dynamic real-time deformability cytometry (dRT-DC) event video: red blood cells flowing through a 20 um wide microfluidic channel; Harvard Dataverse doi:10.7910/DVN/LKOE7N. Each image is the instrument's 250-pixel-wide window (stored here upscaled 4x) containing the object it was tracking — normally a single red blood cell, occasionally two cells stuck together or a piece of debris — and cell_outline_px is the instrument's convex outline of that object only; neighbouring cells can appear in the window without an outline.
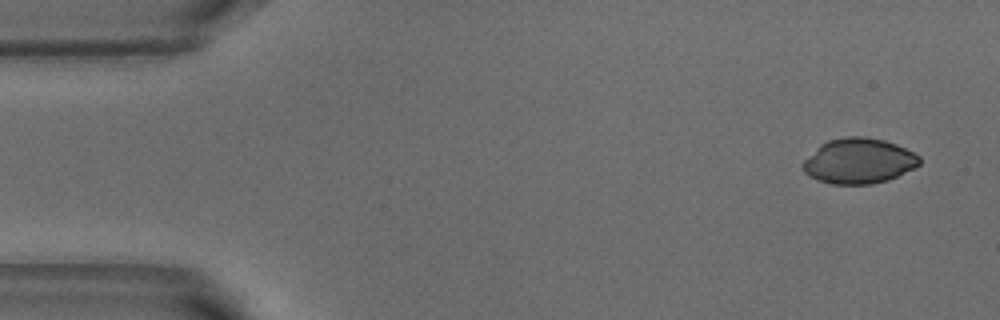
{"species": "common noctule bat (a hibernating species)", "species_latin": "Nyctalus noctula", "temperature_condition": "warm", "stored_images_in_passage": 4, "camera_frame_rate_fps": 3000, "um_per_image_px": 0.085, "animal": {"sex": "male", "body_mass_g": 18.8}, "frame": {"image": 1, "passage_image": 1, "time_ms": 0.0, "image_size_px": [1000, 320], "cell_outline_px": [[920, 164], [916, 168], [888, 180], [872, 184], [832, 184], [816, 180], [808, 176], [804, 172], [800, 164], [820, 144], [828, 140], [844, 136], [864, 136], [884, 140], [896, 144], [920, 156]], "centroid_in_image_um": [72.97, 13.69], "position_along_channel_um": 12.0, "area_um2": 31.1}}
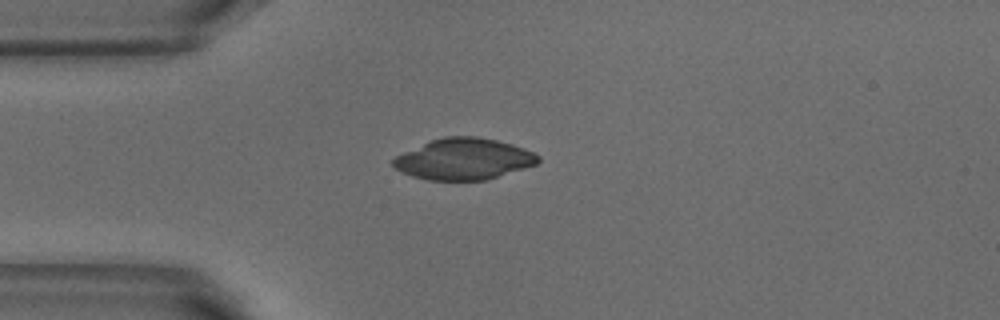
{"frame": {"image": 2, "passage_image": 4, "time_ms": 1.0, "image_size_px": [1000, 320], "cell_outline_px": [[540, 160], [536, 164], [488, 180], [428, 180], [412, 176], [400, 172], [392, 164], [392, 160], [396, 156], [404, 152], [432, 140], [444, 136], [476, 136], [496, 140], [512, 144], [524, 148], [540, 156]], "centroid_in_image_um": [39.43, 13.52], "position_along_channel_um": 45.6, "area_um2": 34.74}}